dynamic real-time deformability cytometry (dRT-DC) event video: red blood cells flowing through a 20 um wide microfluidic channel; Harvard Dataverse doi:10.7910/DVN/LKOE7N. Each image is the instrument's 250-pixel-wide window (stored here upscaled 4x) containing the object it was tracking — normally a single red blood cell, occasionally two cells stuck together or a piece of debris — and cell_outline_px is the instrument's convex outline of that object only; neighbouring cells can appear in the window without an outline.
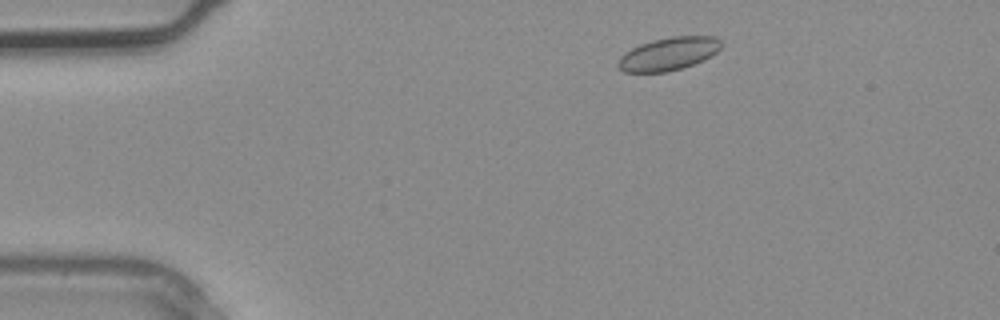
{"species": "common noctule bat (a hibernating species)", "species_latin": "Nyctalus noctula", "temperature_condition": "warm", "stored_images_in_passage": 2, "camera_frame_rate_fps": 3000, "um_per_image_px": 0.085, "animal": {"sex": "male", "body_mass_g": 20.4}, "frame": {"image": 1, "passage_image": 1, "time_ms": 0.0, "image_size_px": [1000, 320], "cell_outline_px": [[720, 48], [716, 52], [704, 60], [668, 72], [624, 72], [616, 64], [620, 56], [624, 52], [640, 44], [652, 40], [672, 36], [716, 36], [720, 40]], "centroid_in_image_um": [56.8, 4.57], "position_along_channel_um": 28.2, "area_um2": 19.77}}